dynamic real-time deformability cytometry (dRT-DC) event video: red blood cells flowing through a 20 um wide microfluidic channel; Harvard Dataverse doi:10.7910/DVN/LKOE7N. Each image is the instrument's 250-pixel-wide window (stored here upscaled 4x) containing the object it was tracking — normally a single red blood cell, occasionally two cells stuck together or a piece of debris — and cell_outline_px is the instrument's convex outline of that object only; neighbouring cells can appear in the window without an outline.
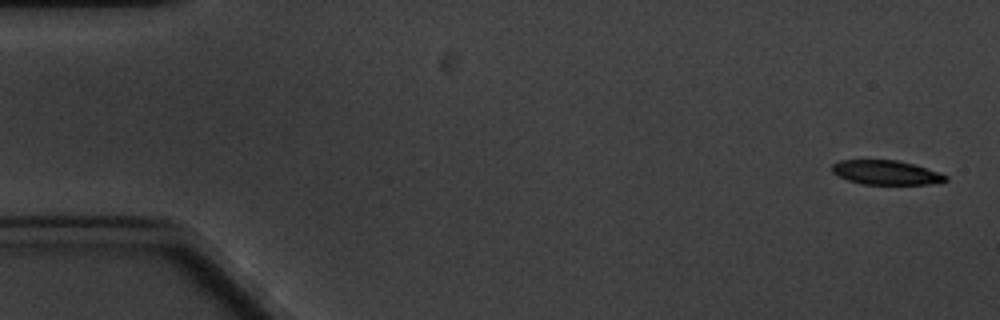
{"species": "common noctule bat (a hibernating species)", "species_latin": "Nyctalus noctula", "temperature_condition": "cold", "stored_images_in_passage": 5, "camera_frame_rate_fps": 3000, "um_per_image_px": 0.085, "animal": {"sex": "male", "body_mass_g": 20.1, "forearm_length_mm": 53.5}, "frame": {"image": 1, "passage_image": 1, "time_ms": 0.0, "image_size_px": [1000, 320], "cell_outline_px": [[948, 180], [928, 184], [860, 184], [848, 180], [832, 172], [832, 164], [840, 160], [896, 160], [912, 164], [948, 176]], "centroid_in_image_um": [75.26, 14.66], "position_along_channel_um": 9.7, "area_um2": 15.78}}
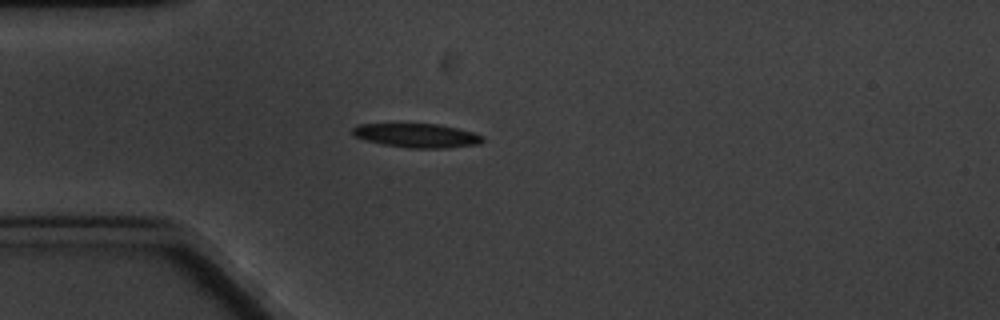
{"frame": {"image": 2, "passage_image": 5, "time_ms": 4.667, "image_size_px": [1000, 320], "cell_outline_px": [[484, 140], [480, 144], [448, 148], [408, 148], [384, 144], [364, 140], [356, 136], [352, 132], [352, 128], [360, 124], [440, 124], [472, 132], [484, 136]], "centroid_in_image_um": [35.47, 11.52], "position_along_channel_um": 49.5, "area_um2": 18.15}}